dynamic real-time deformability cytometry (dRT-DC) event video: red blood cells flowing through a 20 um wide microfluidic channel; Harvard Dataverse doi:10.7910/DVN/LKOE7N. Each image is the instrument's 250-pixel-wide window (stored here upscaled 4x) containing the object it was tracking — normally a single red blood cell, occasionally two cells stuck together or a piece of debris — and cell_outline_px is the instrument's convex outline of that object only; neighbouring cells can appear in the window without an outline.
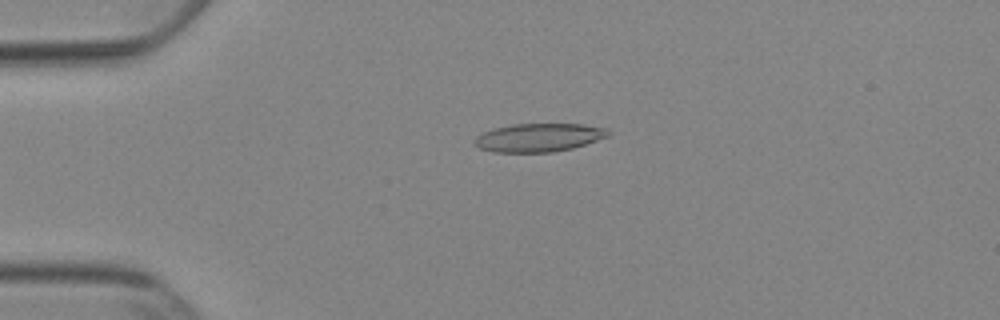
{"species": "Egyptian fruit bat (a non-hibernating species)", "species_latin": "Rousettus aegyptiacus", "temperature_condition": "cold", "stored_images_in_passage": 53, "camera_frame_rate_fps": 3000, "um_per_image_px": 0.085, "animal": {"sex": "female"}, "frame": {"image": 1, "passage_image": 13, "time_ms": 4.0, "image_size_px": [1000, 320], "cell_outline_px": [[612, 132], [608, 136], [572, 148], [552, 152], [492, 152], [480, 148], [472, 144], [472, 140], [476, 136], [484, 132], [496, 128], [516, 124], [580, 124], [608, 128]], "centroid_in_image_um": [45.78, 11.69], "position_along_channel_um": 39.2, "area_um2": 22.02}}
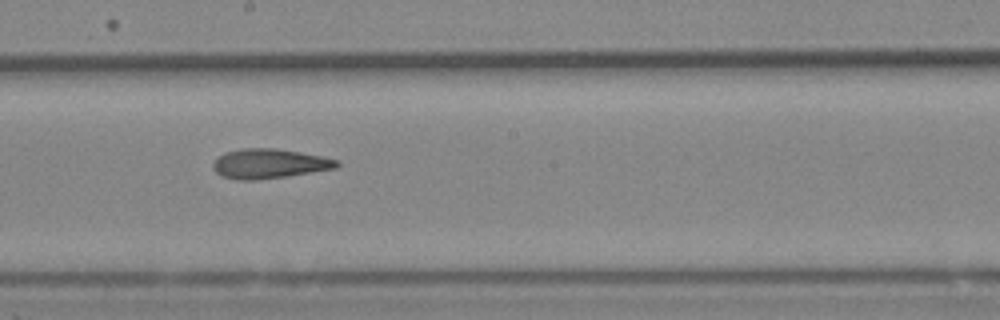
{"frame": {"image": 2, "passage_image": 30, "time_ms": 9.667, "image_size_px": [1000, 320], "cell_outline_px": [[340, 164], [336, 168], [284, 176], [256, 180], [236, 180], [220, 176], [212, 168], [212, 164], [224, 152], [244, 148], [276, 148], [300, 152], [340, 160]], "centroid_in_image_um": [22.86, 13.91], "position_along_channel_um": 225.3, "area_um2": 21.27}}
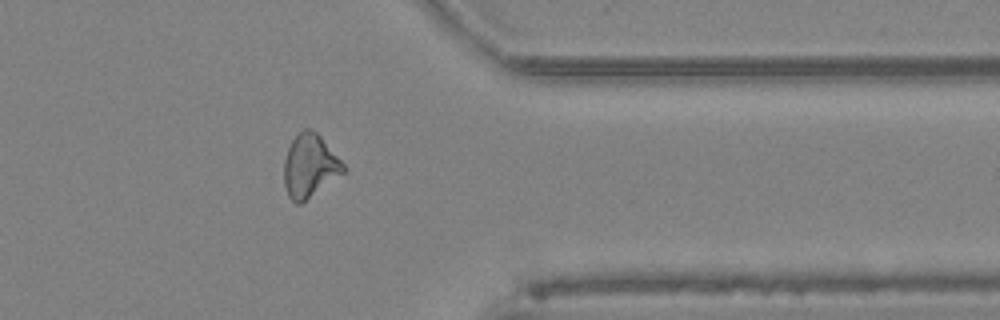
{"frame": {"image": 3, "passage_image": 43, "time_ms": 14.0, "image_size_px": [1000, 320], "cell_outline_px": [[348, 168], [344, 172], [300, 204], [296, 204], [288, 196], [284, 184], [284, 160], [288, 148], [292, 140], [304, 128], [308, 128], [316, 132], [320, 136]], "centroid_in_image_um": [26.32, 14.1], "position_along_channel_um": 385.1, "area_um2": 21.56}, "authors_computed_cell_mechanics": {"area_um2": 21.7906, "velocity_mm_per_s": 3.8983, "shape_relaxation_time_tau1_ms": 8.7956, "shape_relaxation_time_tau2_ms": 3.6147, "deformation_change_tau1": 0.2327, "deformation_change_tau2": 0.1404}}